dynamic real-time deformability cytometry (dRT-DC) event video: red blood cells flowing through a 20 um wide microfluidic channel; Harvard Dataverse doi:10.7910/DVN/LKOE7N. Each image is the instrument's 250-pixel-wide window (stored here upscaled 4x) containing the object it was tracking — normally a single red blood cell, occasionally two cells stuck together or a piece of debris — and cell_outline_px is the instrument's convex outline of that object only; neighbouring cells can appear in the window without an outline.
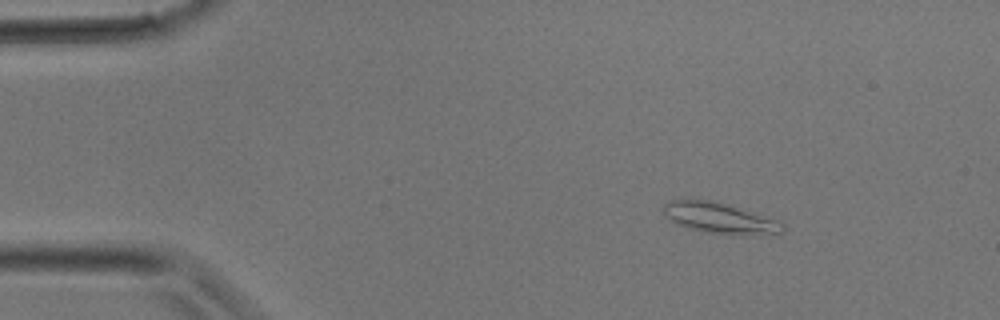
{"species": "common noctule bat (a hibernating species)", "species_latin": "Nyctalus noctula", "temperature_condition": "room temperature", "stored_images_in_passage": 2, "camera_frame_rate_fps": 3000, "um_per_image_px": 0.085, "animal": {"sex": "male", "body_mass_g": 17.9}, "frame": {"image": 1, "passage_image": 1, "time_ms": 0.0, "image_size_px": [1000, 320], "cell_outline_px": [[784, 232], [708, 232], [676, 224], [664, 212], [664, 204], [668, 200], [708, 200], [724, 204], [780, 220], [784, 224]], "centroid_in_image_um": [61.12, 18.48], "position_along_channel_um": 23.9, "area_um2": 19.83}}